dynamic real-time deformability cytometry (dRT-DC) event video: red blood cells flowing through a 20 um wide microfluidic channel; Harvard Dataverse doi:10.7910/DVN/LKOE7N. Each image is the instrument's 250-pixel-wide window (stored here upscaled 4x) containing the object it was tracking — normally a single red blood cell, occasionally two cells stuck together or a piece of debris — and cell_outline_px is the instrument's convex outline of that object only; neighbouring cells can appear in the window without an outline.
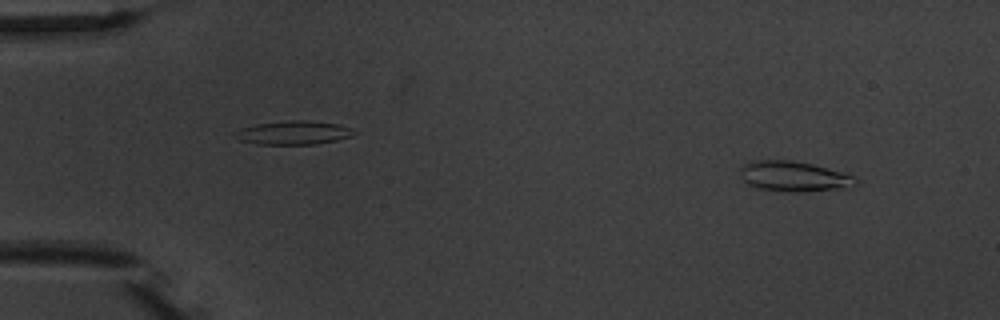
{"species": "common noctule bat (a hibernating species)", "species_latin": "Nyctalus noctula", "temperature_condition": "warm", "stored_images_in_passage": 4, "camera_frame_rate_fps": 3000, "um_per_image_px": 0.085, "animal": {"sex": "male", "body_mass_g": 20.1, "forearm_length_mm": 53.5}, "frame": {"image": 1, "passage_image": 1, "time_ms": 0.0, "image_size_px": [1000, 320], "cell_outline_px": [[860, 180], [856, 184], [844, 188], [800, 192], [784, 192], [756, 188], [748, 184], [740, 176], [740, 168], [744, 164], [756, 160], [792, 160], [812, 164], [848, 172], [856, 176]], "centroid_in_image_um": [67.53, 14.99], "position_along_channel_um": 17.5, "area_um2": 20.81}}